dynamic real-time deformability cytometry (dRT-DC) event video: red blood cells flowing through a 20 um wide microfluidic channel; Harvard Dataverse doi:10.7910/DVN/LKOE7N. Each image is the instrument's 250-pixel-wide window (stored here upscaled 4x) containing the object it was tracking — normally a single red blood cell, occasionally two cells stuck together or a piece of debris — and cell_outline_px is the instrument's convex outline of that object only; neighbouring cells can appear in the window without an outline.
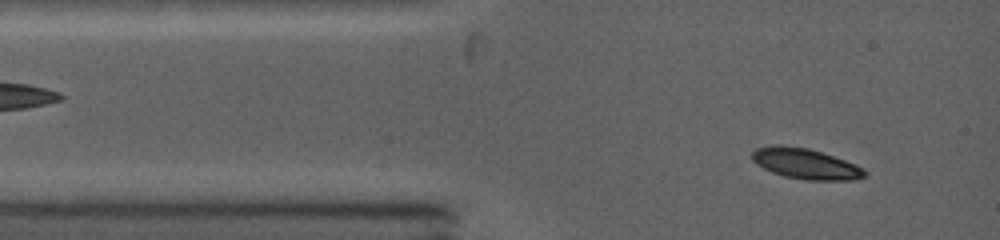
{"species": "common noctule bat (a hibernating species)", "species_latin": "Nyctalus noctula", "temperature_condition": "warm", "stored_images_in_passage": 32, "camera_frame_rate_fps": 5000, "um_per_image_px": 0.085, "animal": {"sex": "female", "body_mass_g": 19.0, "forearm_length_mm": 53.3}, "frame": {"image": 1, "passage_image": 7, "time_ms": 0.6, "image_size_px": [1000, 240], "cell_outline_px": [[868, 176], [852, 180], [808, 180], [784, 176], [772, 172], [756, 164], [752, 160], [752, 152], [756, 148], [776, 144], [780, 144], [808, 148], [856, 164], [864, 168], [868, 172]], "centroid_in_image_um": [68.49, 13.92], "position_along_channel_um": 16.5, "area_um2": 20.11}}
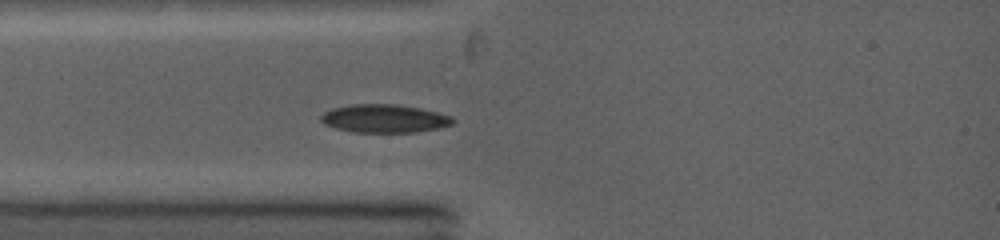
{"frame": {"image": 2, "passage_image": 21, "time_ms": 2.2, "image_size_px": [1000, 240], "cell_outline_px": [[456, 120], [452, 124], [440, 128], [412, 132], [352, 132], [336, 128], [324, 124], [320, 120], [320, 116], [324, 112], [332, 108], [348, 104], [396, 104], [420, 108], [452, 116]], "centroid_in_image_um": [32.65, 10.07], "position_along_channel_um": 52.3, "area_um2": 21.79}}